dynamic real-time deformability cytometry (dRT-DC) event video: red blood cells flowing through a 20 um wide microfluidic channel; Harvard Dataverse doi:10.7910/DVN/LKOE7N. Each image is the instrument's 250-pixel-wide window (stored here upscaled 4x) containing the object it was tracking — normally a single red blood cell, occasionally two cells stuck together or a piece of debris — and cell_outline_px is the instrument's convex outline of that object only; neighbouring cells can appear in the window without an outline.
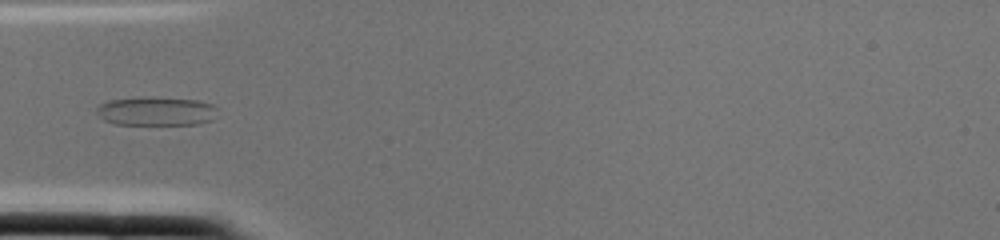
{"species": "common noctule bat (a hibernating species)", "species_latin": "Nyctalus noctula", "temperature_condition": "cold", "stored_images_in_passage": 2, "camera_frame_rate_fps": 3000, "um_per_image_px": 0.085, "animal": {"sex": "female", "body_mass_g": 22.0, "forearm_length_mm": 56.7}, "frame": {"image": 1, "passage_image": 2, "time_ms": 0.333, "image_size_px": [1000, 240], "cell_outline_px": [[220, 108], [212, 120], [200, 124], [116, 124], [104, 120], [96, 112], [96, 108], [100, 104], [108, 100], [136, 96], [152, 96], [196, 100], [212, 104]], "centroid_in_image_um": [13.29, 9.43], "position_along_channel_um": 71.7, "area_um2": 20.75}}